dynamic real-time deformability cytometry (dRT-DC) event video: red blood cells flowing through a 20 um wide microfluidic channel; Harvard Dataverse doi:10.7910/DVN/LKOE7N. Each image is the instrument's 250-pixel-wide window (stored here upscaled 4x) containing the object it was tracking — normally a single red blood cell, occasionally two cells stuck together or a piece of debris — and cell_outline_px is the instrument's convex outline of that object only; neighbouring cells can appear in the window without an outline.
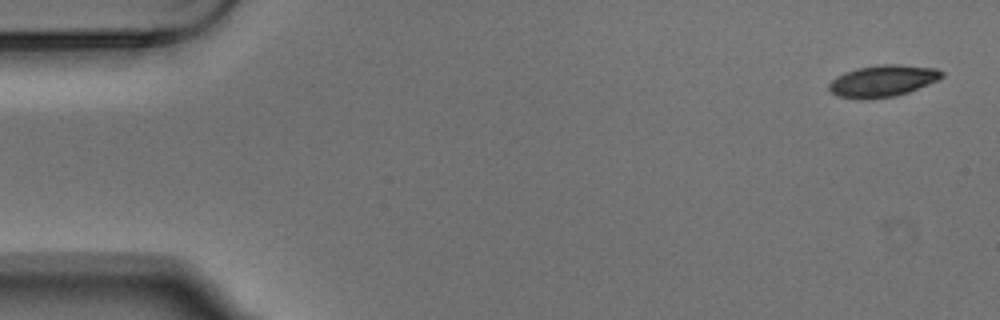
{"species": "Egyptian fruit bat (a non-hibernating species)", "species_latin": "Rousettus aegyptiacus", "temperature_condition": "warm", "stored_images_in_passage": 4, "camera_frame_rate_fps": 3000, "um_per_image_px": 0.085, "animal": {"sex": "male"}, "frame": {"image": 1, "passage_image": 1, "time_ms": 0.0, "image_size_px": [1000, 320], "cell_outline_px": [[944, 76], [940, 80], [908, 92], [896, 96], [864, 100], [860, 100], [840, 96], [832, 92], [828, 88], [828, 84], [836, 76], [844, 72], [856, 68], [884, 64], [900, 64], [936, 68], [944, 72]], "centroid_in_image_um": [75.05, 6.88], "position_along_channel_um": 9.9, "area_um2": 21.1}}
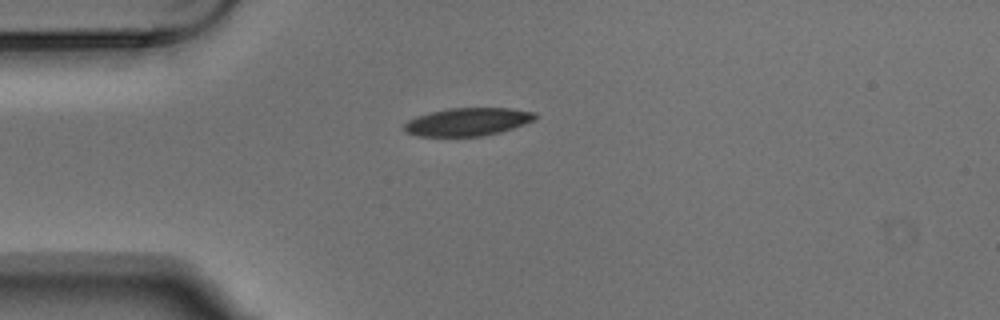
{"frame": {"image": 2, "passage_image": 4, "time_ms": 1.0, "image_size_px": [1000, 320], "cell_outline_px": [[536, 120], [500, 132], [480, 136], [416, 136], [404, 132], [404, 124], [408, 120], [416, 116], [448, 108], [512, 108], [536, 112]], "centroid_in_image_um": [39.75, 10.35], "position_along_channel_um": 45.3, "area_um2": 21.39}}